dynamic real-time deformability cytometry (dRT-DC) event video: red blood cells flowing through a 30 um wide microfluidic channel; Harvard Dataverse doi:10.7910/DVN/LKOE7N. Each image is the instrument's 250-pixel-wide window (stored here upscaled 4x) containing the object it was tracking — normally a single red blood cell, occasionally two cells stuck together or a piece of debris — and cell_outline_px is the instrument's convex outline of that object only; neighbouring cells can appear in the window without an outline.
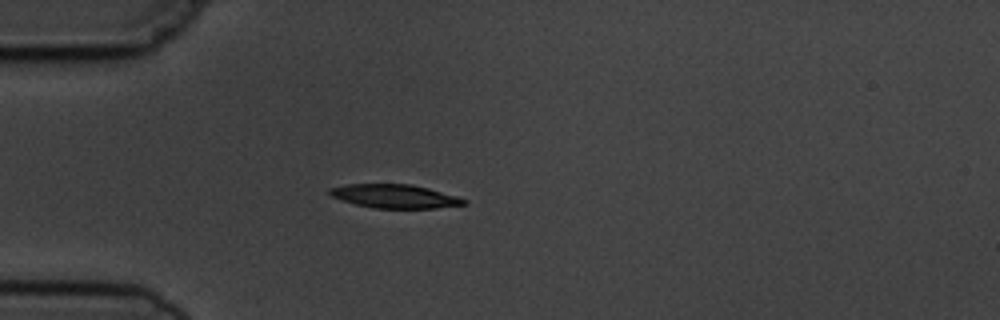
{"species": "common noctule bat (a hibernating species)", "species_latin": "Nyctalus noctula", "temperature_condition": "cold", "stored_images_in_passage": 4, "camera_frame_rate_fps": 3000, "um_per_image_px": 0.085, "animal": {"sex": "male", "body_mass_g": 19.5, "forearm_length_mm": 54.6}, "frame": {"image": 1, "passage_image": 3, "time_ms": 3.333, "image_size_px": [1000, 320], "cell_outline_px": [[468, 204], [436, 208], [372, 208], [356, 204], [332, 196], [328, 192], [328, 188], [348, 184], [408, 184], [428, 188], [456, 196], [468, 200]], "centroid_in_image_um": [33.57, 16.68], "position_along_channel_um": 51.4, "area_um2": 18.38}}